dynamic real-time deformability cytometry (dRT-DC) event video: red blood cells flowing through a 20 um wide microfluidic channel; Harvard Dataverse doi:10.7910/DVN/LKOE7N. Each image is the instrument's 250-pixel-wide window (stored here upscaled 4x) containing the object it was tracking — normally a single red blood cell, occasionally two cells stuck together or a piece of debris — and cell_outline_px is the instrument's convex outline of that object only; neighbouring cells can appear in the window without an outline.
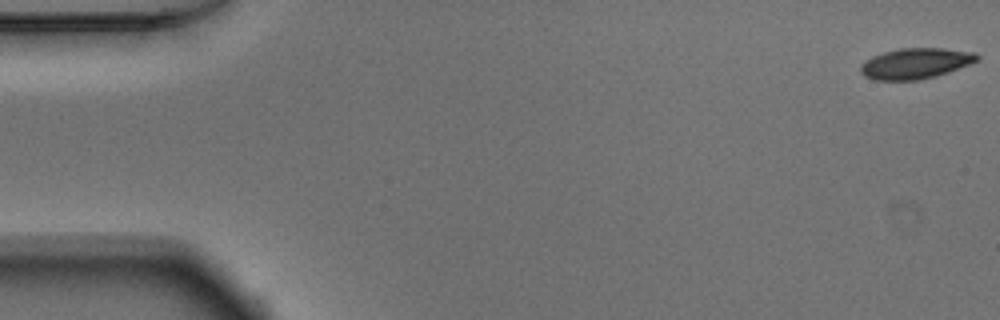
{"species": "Egyptian fruit bat (a non-hibernating species)", "species_latin": "Rousettus aegyptiacus", "temperature_condition": "warm", "stored_images_in_passage": 46, "camera_frame_rate_fps": 3000, "um_per_image_px": 0.085, "animal": {"sex": "male"}, "frame": {"image": 1, "passage_image": 1, "time_ms": 0.0, "image_size_px": [1000, 320], "cell_outline_px": [[980, 60], [948, 72], [936, 76], [916, 80], [872, 80], [864, 76], [860, 72], [860, 64], [864, 60], [872, 56], [884, 52], [900, 48], [944, 48], [976, 52], [980, 56]], "centroid_in_image_um": [77.81, 5.39], "position_along_channel_um": 7.2, "area_um2": 21.04}}
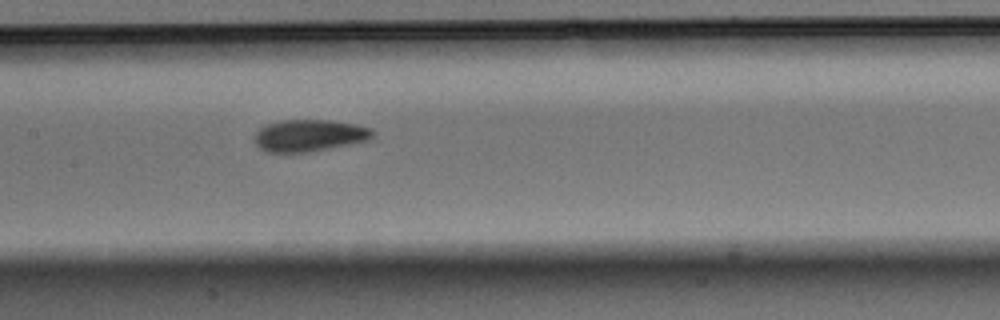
{"frame": {"image": 2, "passage_image": 25, "time_ms": 8.0, "image_size_px": [1000, 320], "cell_outline_px": [[376, 132], [368, 140], [308, 152], [264, 152], [252, 140], [256, 132], [260, 128], [268, 124], [280, 120], [332, 120], [356, 124], [372, 128]], "centroid_in_image_um": [26.27, 11.51], "position_along_channel_um": 181.1, "area_um2": 22.02}}
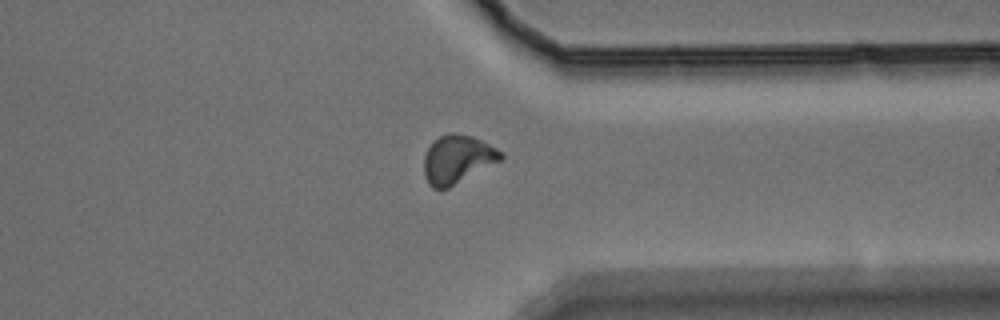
{"frame": {"image": 3, "passage_image": 40, "time_ms": 13.0, "image_size_px": [1000, 320], "cell_outline_px": [[504, 160], [448, 188], [432, 188], [428, 184], [424, 172], [424, 156], [432, 140], [448, 132], [452, 132], [472, 136], [496, 148], [504, 156]], "centroid_in_image_um": [38.88, 13.53], "position_along_channel_um": 372.5, "area_um2": 21.79}}